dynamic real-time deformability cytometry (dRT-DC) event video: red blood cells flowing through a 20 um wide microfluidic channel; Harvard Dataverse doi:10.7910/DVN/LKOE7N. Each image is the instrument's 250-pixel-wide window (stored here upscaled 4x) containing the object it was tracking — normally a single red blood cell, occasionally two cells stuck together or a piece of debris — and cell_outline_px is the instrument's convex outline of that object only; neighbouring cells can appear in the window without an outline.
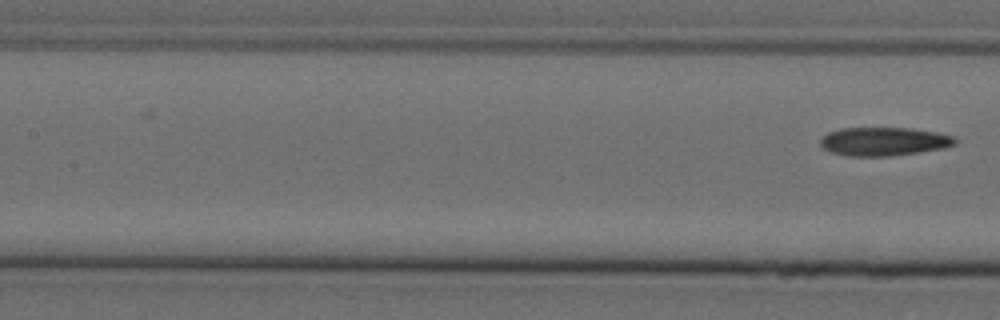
{"species": "Egyptian fruit bat (a non-hibernating species)", "species_latin": "Rousettus aegyptiacus", "temperature_condition": "cold", "stored_images_in_passage": 4, "segment_of_instrument_passage": [2, 2], "camera_frame_rate_fps": 3000, "um_per_image_px": 0.085, "animal": {"sex": "female"}, "frame": {"image": 1, "passage_image": 4, "time_ms": 1.0, "image_size_px": [1000, 320], "cell_outline_px": [[956, 144], [944, 148], [892, 156], [848, 156], [832, 152], [820, 148], [820, 136], [828, 132], [840, 128], [912, 128], [936, 132], [956, 136]], "centroid_in_image_um": [75.1, 12.02], "position_along_channel_um": 132.3, "area_um2": 22.66}}